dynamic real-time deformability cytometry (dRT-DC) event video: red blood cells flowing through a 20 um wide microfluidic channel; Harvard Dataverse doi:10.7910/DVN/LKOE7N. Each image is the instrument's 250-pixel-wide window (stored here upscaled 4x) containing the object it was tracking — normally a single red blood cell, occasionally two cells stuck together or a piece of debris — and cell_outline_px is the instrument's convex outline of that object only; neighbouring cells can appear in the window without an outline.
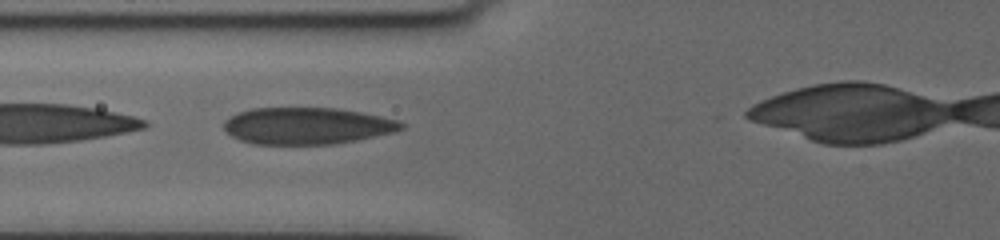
{"species": "human", "species_latin": "Homo sapiens", "temperature_condition": "cold", "stored_images_in_passage": 5, "camera_frame_rate_fps": 3000, "um_per_image_px": 0.085, "donor": {"sex": "female"}, "frame": {"image": 1, "passage_image": 4, "time_ms": 2.0, "image_size_px": [1000, 240], "cell_outline_px": [[404, 128], [392, 132], [356, 140], [332, 144], [252, 144], [240, 140], [232, 136], [224, 128], [224, 120], [240, 112], [252, 108], [336, 108], [360, 112], [400, 120], [404, 124]], "centroid_in_image_um": [26.09, 10.7], "position_along_channel_um": 99.7, "area_um2": 37.8}}